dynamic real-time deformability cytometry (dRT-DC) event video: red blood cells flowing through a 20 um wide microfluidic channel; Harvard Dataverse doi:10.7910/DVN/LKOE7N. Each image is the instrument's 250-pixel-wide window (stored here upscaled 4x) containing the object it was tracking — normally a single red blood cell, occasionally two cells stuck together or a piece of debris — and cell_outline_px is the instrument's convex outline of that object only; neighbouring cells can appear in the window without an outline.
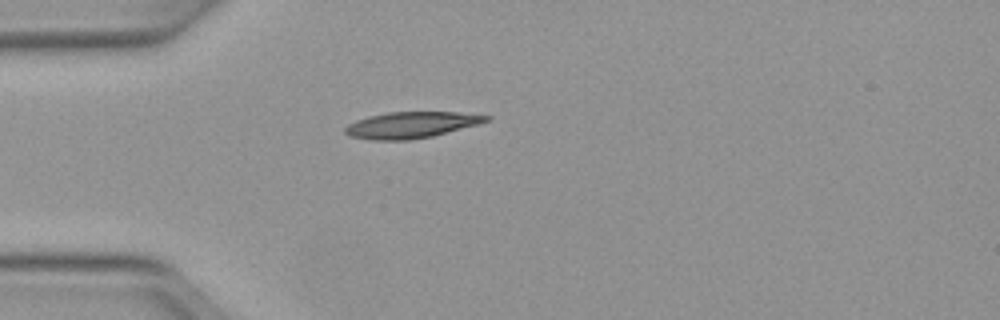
{"species": "Egyptian fruit bat (a non-hibernating species)", "species_latin": "Rousettus aegyptiacus", "temperature_condition": "warm", "stored_images_in_passage": 31, "camera_frame_rate_fps": 3000, "um_per_image_px": 0.085, "animal": {"sex": "female"}, "frame": {"image": 1, "passage_image": 1, "time_ms": 0.0, "image_size_px": [1000, 320], "cell_outline_px": [[492, 120], [432, 136], [412, 140], [372, 140], [348, 136], [344, 132], [344, 128], [348, 124], [356, 120], [368, 116], [388, 112], [456, 112], [492, 116]], "centroid_in_image_um": [34.92, 10.62], "position_along_channel_um": 50.1, "area_um2": 21.62}}
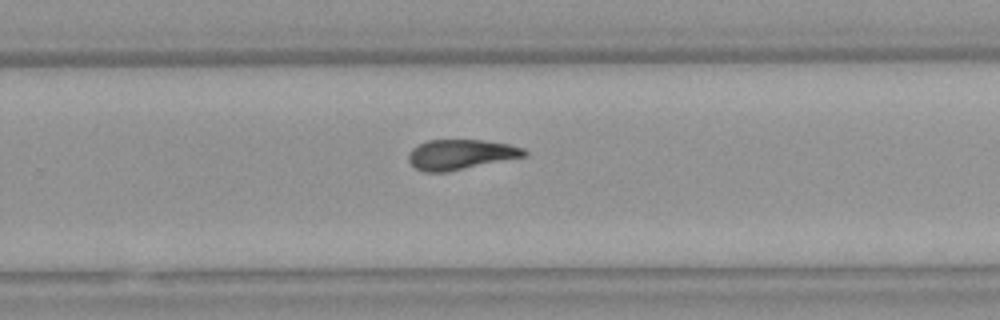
{"frame": {"image": 2, "passage_image": 20, "time_ms": 6.333, "image_size_px": [1000, 320], "cell_outline_px": [[528, 156], [448, 172], [424, 172], [416, 168], [408, 160], [408, 152], [412, 148], [428, 140], [484, 140], [508, 144], [524, 148], [528, 152]], "centroid_in_image_um": [39.18, 13.14], "position_along_channel_um": 290.6, "area_um2": 20.46}}
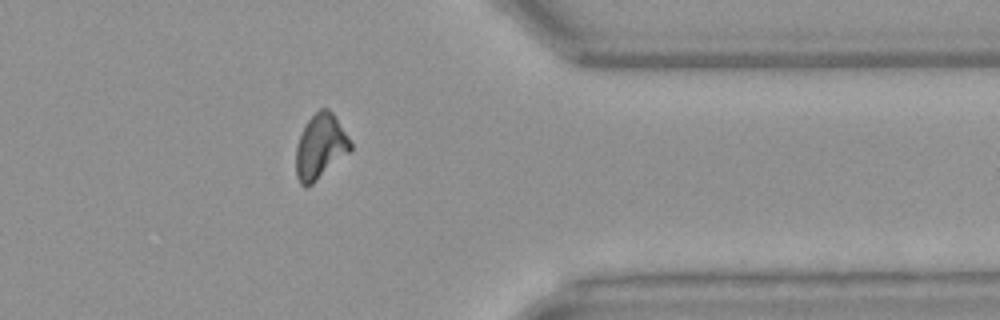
{"frame": {"image": 3, "passage_image": 28, "time_ms": 9.0, "image_size_px": [1000, 320], "cell_outline_px": [[352, 148], [348, 152], [312, 184], [304, 188], [300, 184], [296, 176], [296, 148], [300, 136], [308, 120], [320, 108], [328, 108], [332, 112], [352, 144]], "centroid_in_image_um": [27.2, 12.47], "position_along_channel_um": 384.2, "area_um2": 20.06}, "authors_computed_cell_mechanics": {"area_um2": 20.9814, "velocity_mm_per_s": 4.0027, "shape_relaxation_time_tau1_ms": 7.0595, "shape_relaxation_time_tau2_ms": 3.134, "deformation_change_tau1": 0.2212, "deformation_change_tau2": 0.1069}}